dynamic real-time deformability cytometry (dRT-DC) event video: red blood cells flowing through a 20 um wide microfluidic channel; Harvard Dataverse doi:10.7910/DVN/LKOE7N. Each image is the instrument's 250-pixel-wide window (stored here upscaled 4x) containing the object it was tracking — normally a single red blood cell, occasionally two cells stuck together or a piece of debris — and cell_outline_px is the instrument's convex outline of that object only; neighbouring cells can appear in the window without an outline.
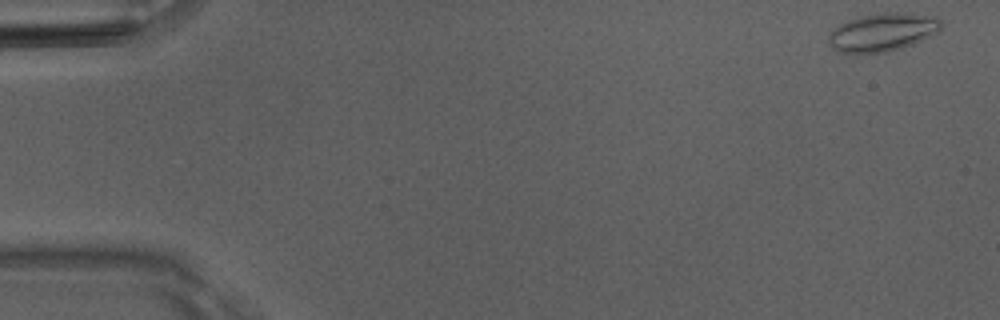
{"species": "Egyptian fruit bat (a non-hibernating species)", "species_latin": "Rousettus aegyptiacus", "temperature_condition": "room temperature", "stored_images_in_passage": 50, "camera_frame_rate_fps": 3000, "um_per_image_px": 0.085, "animal": {"sex": "male"}, "frame": {"image": 1, "passage_image": 1, "time_ms": 0.0, "image_size_px": [1000, 320], "cell_outline_px": [[944, 24], [936, 32], [912, 44], [888, 52], [836, 52], [828, 44], [828, 36], [840, 24], [848, 20], [860, 16], [876, 12], [904, 12], [936, 16]], "centroid_in_image_um": [75.02, 2.71], "position_along_channel_um": 10.0, "area_um2": 24.97}}
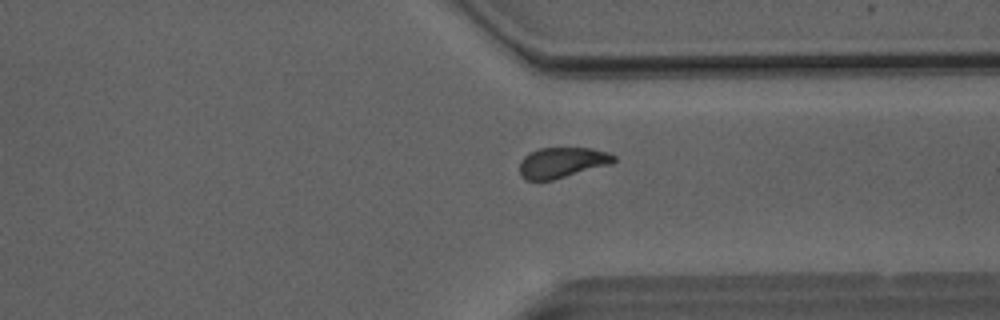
{"frame": {"image": 2, "passage_image": 38, "time_ms": 12.333, "image_size_px": [1000, 320], "cell_outline_px": [[616, 160], [612, 164], [552, 180], [524, 180], [520, 176], [520, 160], [528, 152], [540, 148], [592, 148], [608, 152], [616, 156]], "centroid_in_image_um": [47.77, 13.81], "position_along_channel_um": 363.6, "area_um2": 16.94}}
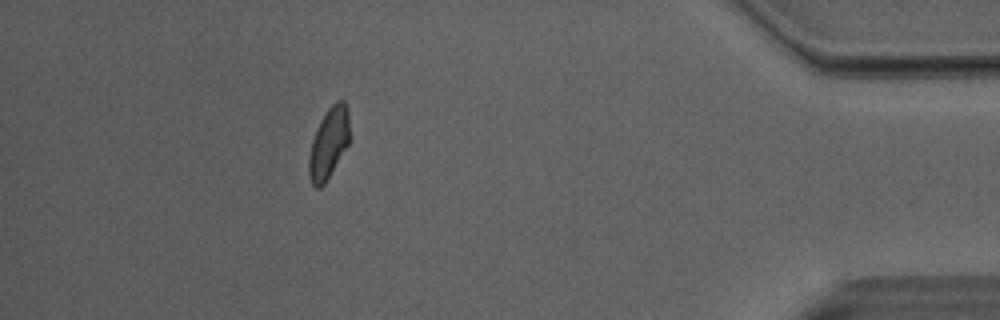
{"frame": {"image": 3, "passage_image": 45, "time_ms": 14.667, "image_size_px": [1000, 320], "cell_outline_px": [[348, 144], [324, 184], [320, 188], [316, 188], [312, 184], [308, 176], [308, 156], [312, 140], [316, 128], [320, 120], [328, 108], [336, 100], [344, 100], [348, 112]], "centroid_in_image_um": [27.9, 12.17], "position_along_channel_um": 407.3, "area_um2": 16.65}, "authors_computed_cell_mechanics": {"area_um2": 17.4267, "velocity_mm_per_s": 4.0439, "shape_relaxation_time_tau1_ms": null, "shape_relaxation_time_tau2_ms": 1.7773, "deformation_change_tau1": null, "deformation_change_tau2": 0.0762}}